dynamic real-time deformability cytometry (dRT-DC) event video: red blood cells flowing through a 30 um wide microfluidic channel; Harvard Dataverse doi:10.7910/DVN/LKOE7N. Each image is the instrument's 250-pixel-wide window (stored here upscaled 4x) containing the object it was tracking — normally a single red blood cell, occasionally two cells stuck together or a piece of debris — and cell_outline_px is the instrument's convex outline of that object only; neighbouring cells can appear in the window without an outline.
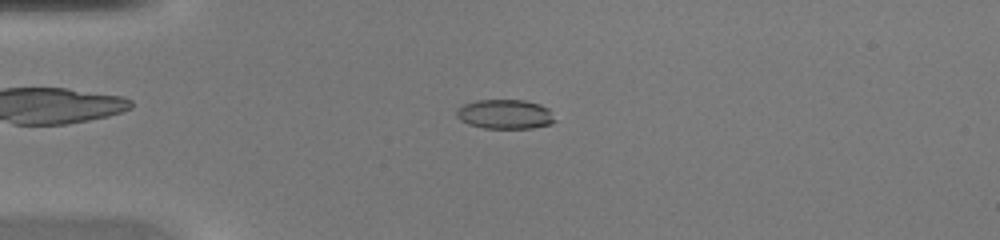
{"species": "common noctule bat (a hibernating species)", "species_latin": "Nyctalus noctula", "temperature_condition": "warm", "stored_images_in_passage": 45, "camera_frame_rate_fps": 3000, "um_per_image_px": 0.085, "animal": {"sex": "female", "body_mass_g": 20.0, "forearm_length_mm": 54.0}, "frame": {"image": 1, "passage_image": 11, "time_ms": 3.333, "image_size_px": [1000, 240], "cell_outline_px": [[556, 120], [552, 124], [532, 128], [484, 128], [468, 124], [460, 120], [456, 116], [456, 108], [464, 104], [476, 100], [524, 100], [540, 104], [548, 108]], "centroid_in_image_um": [42.92, 9.71], "position_along_channel_um": 42.1, "area_um2": 16.99}}
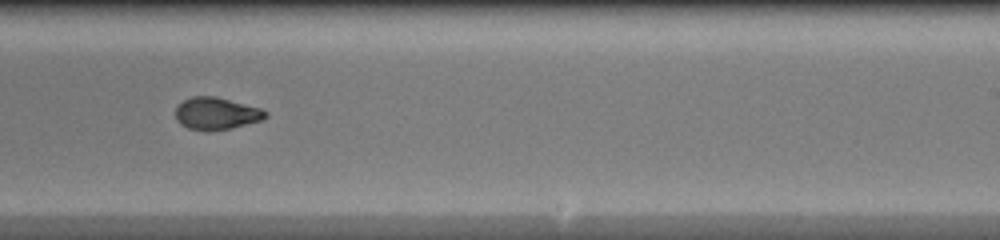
{"frame": {"image": 2, "passage_image": 28, "time_ms": 9.0, "image_size_px": [1000, 240], "cell_outline_px": [[268, 116], [264, 120], [232, 128], [208, 132], [204, 132], [188, 128], [180, 124], [176, 120], [176, 108], [184, 100], [192, 96], [216, 96], [260, 108], [268, 112]], "centroid_in_image_um": [18.41, 9.67], "position_along_channel_um": 270.6, "area_um2": 17.17}}
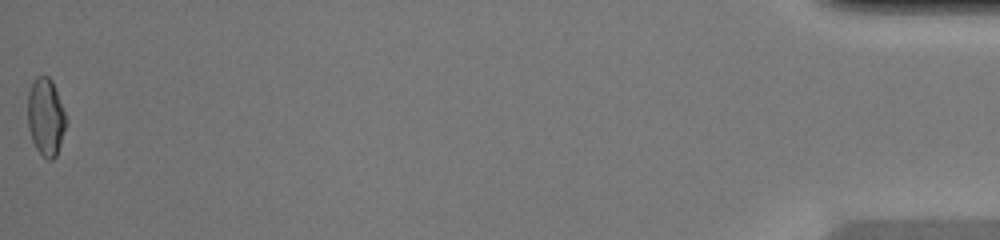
{"frame": {"image": 3, "passage_image": 45, "time_ms": 14.667, "image_size_px": [1000, 240], "cell_outline_px": [[64, 128], [60, 144], [56, 156], [52, 160], [48, 160], [36, 148], [32, 140], [28, 128], [28, 92], [36, 76], [48, 76], [52, 80], [64, 112]], "centroid_in_image_um": [3.85, 9.93], "position_along_channel_um": 431.3, "area_um2": 16.82}}